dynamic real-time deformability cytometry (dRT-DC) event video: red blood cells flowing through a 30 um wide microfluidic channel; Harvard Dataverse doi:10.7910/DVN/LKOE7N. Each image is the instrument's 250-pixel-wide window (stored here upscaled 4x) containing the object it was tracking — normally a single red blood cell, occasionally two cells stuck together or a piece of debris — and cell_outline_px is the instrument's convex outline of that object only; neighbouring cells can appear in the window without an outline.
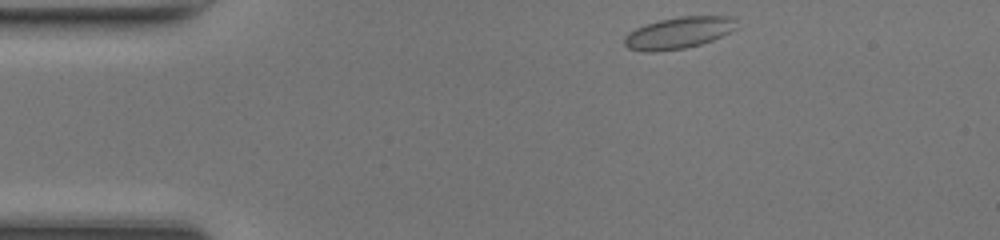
{"species": "common noctule bat (a hibernating species)", "species_latin": "Nyctalus noctula", "temperature_condition": "room temperature", "stored_images_in_passage": 41, "camera_frame_rate_fps": 3000, "um_per_image_px": 0.085, "animal": {"sex": "female", "body_mass_g": 17.0, "forearm_length_mm": 48.0}, "frame": {"image": 1, "passage_image": 1, "time_ms": 0.0, "image_size_px": [1000, 240], "cell_outline_px": [[736, 28], [712, 40], [700, 44], [684, 48], [652, 52], [644, 52], [628, 48], [624, 44], [624, 36], [628, 32], [636, 28], [660, 20], [680, 16], [728, 16], [736, 20]], "centroid_in_image_um": [57.64, 2.79], "position_along_channel_um": 27.4, "area_um2": 20.46}}
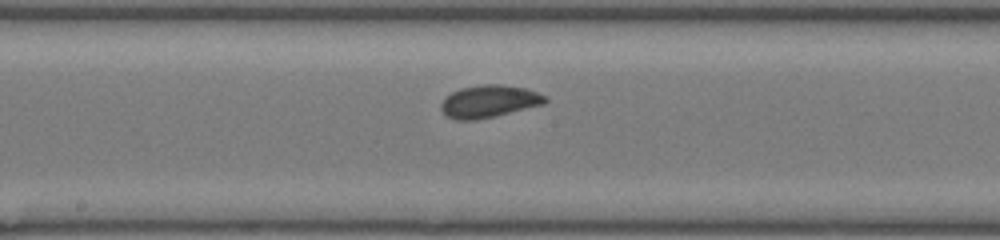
{"frame": {"image": 2, "passage_image": 18, "time_ms": 5.667, "image_size_px": [1000, 240], "cell_outline_px": [[548, 100], [544, 104], [476, 120], [456, 120], [444, 116], [440, 108], [440, 104], [444, 96], [460, 88], [480, 84], [500, 84], [524, 88], [536, 92], [544, 96]], "centroid_in_image_um": [41.49, 8.61], "position_along_channel_um": 206.7, "area_um2": 19.71}}
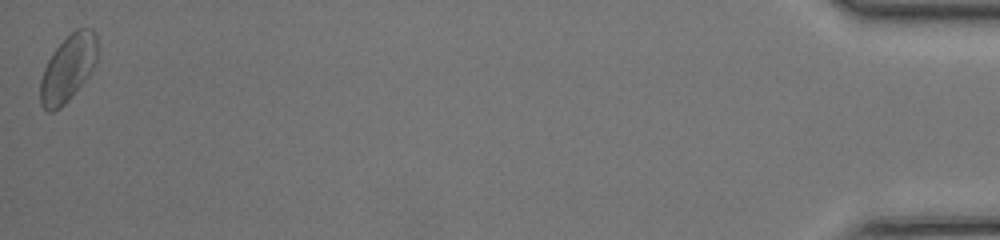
{"frame": {"image": 3, "passage_image": 41, "time_ms": 13.333, "image_size_px": [1000, 240], "cell_outline_px": [[96, 60], [92, 68], [84, 80], [68, 100], [60, 108], [52, 112], [48, 112], [40, 104], [40, 80], [44, 68], [52, 52], [76, 28], [92, 28], [96, 32]], "centroid_in_image_um": [5.75, 5.8], "position_along_channel_um": 429.5, "area_um2": 21.73}, "authors_computed_cell_mechanics": {"area_um2": 19.1318, "velocity_mm_per_s": 4.265, "shape_relaxation_time_tau1_ms": 8.4425, "shape_relaxation_time_tau2_ms": 1.0909, "deformation_change_tau1": 0.1859, "deformation_change_tau2": 0.0453}}